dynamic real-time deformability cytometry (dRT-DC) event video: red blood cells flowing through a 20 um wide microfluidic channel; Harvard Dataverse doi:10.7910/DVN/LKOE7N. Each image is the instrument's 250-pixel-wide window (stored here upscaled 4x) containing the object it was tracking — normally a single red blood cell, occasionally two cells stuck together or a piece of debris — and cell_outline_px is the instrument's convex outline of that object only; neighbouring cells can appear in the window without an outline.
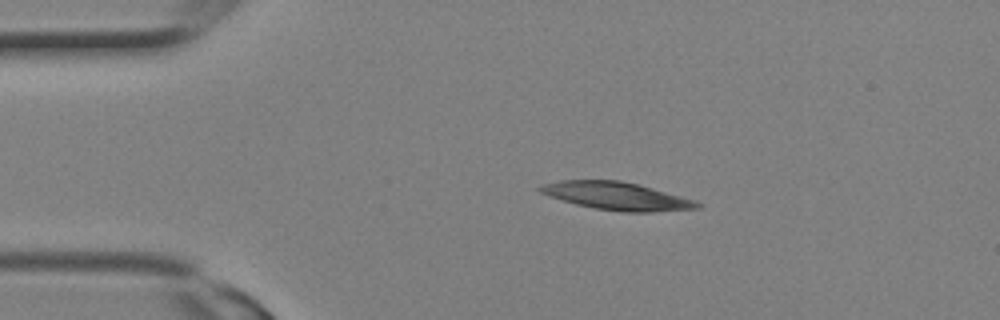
{"species": "Egyptian fruit bat (a non-hibernating species)", "species_latin": "Rousettus aegyptiacus", "temperature_condition": "room temperature", "stored_images_in_passage": 2, "camera_frame_rate_fps": 3000, "um_per_image_px": 0.085, "animal": {"sex": "female"}, "frame": {"image": 1, "passage_image": 1, "time_ms": 0.0, "image_size_px": [1000, 320], "cell_outline_px": [[704, 204], [700, 208], [652, 212], [624, 212], [596, 208], [576, 204], [548, 196], [540, 192], [536, 188], [544, 184], [560, 180], [620, 180], [652, 188], [696, 200]], "centroid_in_image_um": [52.44, 16.66], "position_along_channel_um": 32.6, "area_um2": 25.37}}
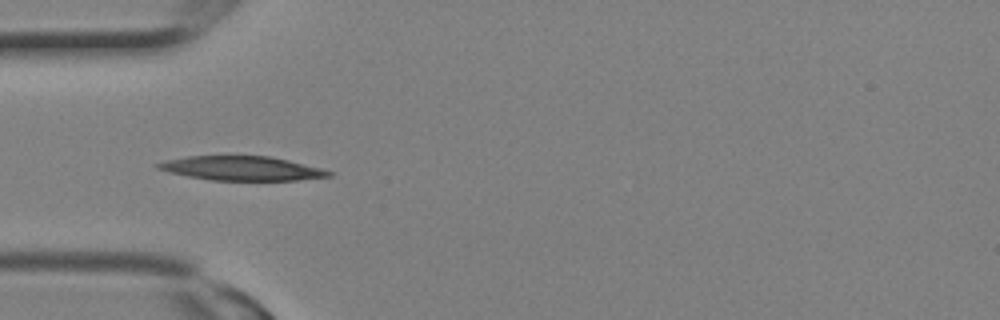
{"frame": {"image": 2, "passage_image": 2, "time_ms": 0.333, "image_size_px": [1000, 320], "cell_outline_px": [[332, 176], [296, 180], [212, 180], [188, 176], [168, 172], [156, 168], [152, 164], [168, 160], [188, 156], [268, 156], [288, 160], [320, 168], [332, 172]], "centroid_in_image_um": [20.5, 14.31], "position_along_channel_um": 64.5, "area_um2": 23.87}}